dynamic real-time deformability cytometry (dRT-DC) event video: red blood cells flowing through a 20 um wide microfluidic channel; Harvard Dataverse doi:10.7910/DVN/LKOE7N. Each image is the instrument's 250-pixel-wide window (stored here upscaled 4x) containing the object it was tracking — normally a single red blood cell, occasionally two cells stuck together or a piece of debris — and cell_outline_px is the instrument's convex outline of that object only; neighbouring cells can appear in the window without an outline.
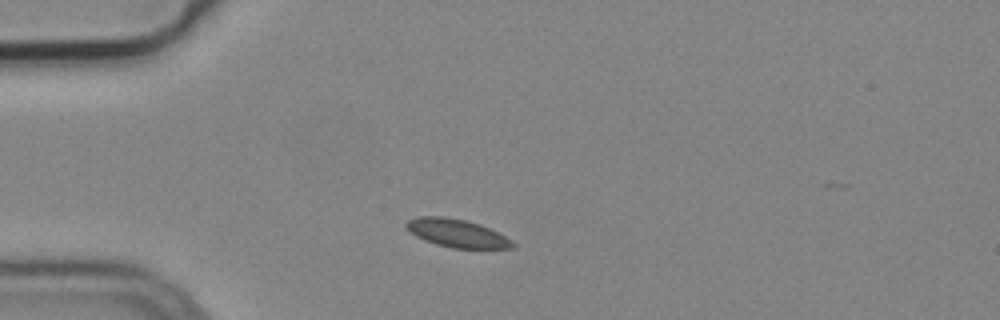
{"species": "common noctule bat (a hibernating species)", "species_latin": "Nyctalus noctula", "temperature_condition": "cold", "stored_images_in_passage": 8, "camera_frame_rate_fps": 3000, "um_per_image_px": 0.085, "animal": {"sex": "male", "body_mass_g": 19.2, "forearm_length_mm": 51.8}, "frame": {"image": 1, "passage_image": 1, "time_ms": 0.0, "image_size_px": [1000, 320], "cell_outline_px": [[516, 248], [452, 248], [436, 244], [424, 240], [416, 236], [404, 224], [408, 220], [416, 216], [444, 216], [468, 220], [480, 224], [512, 240], [516, 244]], "centroid_in_image_um": [38.84, 19.81], "position_along_channel_um": 46.2, "area_um2": 17.4}}
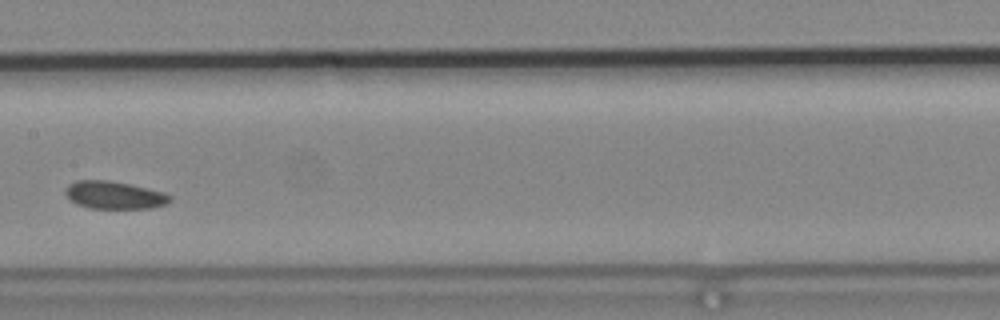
{"frame": {"image": 2, "passage_image": 5, "time_ms": 1.333, "image_size_px": [1000, 320], "cell_outline_px": [[172, 200], [168, 204], [152, 208], [88, 208], [76, 204], [64, 192], [68, 184], [76, 180], [108, 180], [128, 184], [164, 192], [172, 196]], "centroid_in_image_um": [9.73, 16.58], "position_along_channel_um": 197.7, "area_um2": 16.88}}
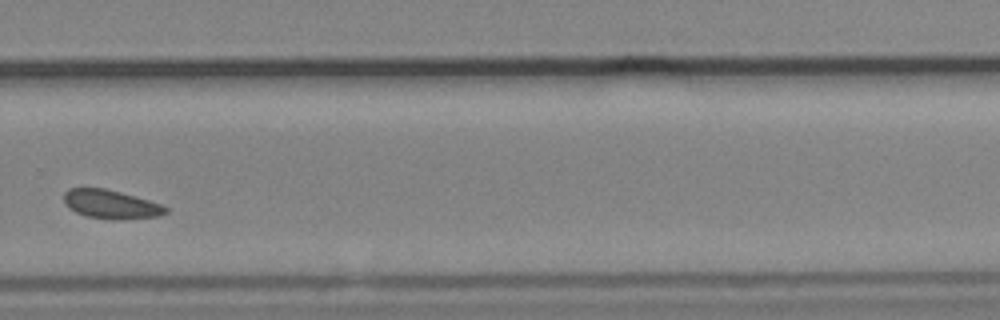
{"frame": {"image": 3, "passage_image": 8, "time_ms": 2.333, "image_size_px": [1000, 320], "cell_outline_px": [[168, 212], [160, 216], [120, 220], [116, 220], [88, 216], [76, 212], [68, 208], [64, 200], [64, 192], [68, 188], [104, 188], [120, 192], [148, 200], [160, 204], [168, 208]], "centroid_in_image_um": [9.43, 17.37], "position_along_channel_um": 320.4, "area_um2": 16.99}}